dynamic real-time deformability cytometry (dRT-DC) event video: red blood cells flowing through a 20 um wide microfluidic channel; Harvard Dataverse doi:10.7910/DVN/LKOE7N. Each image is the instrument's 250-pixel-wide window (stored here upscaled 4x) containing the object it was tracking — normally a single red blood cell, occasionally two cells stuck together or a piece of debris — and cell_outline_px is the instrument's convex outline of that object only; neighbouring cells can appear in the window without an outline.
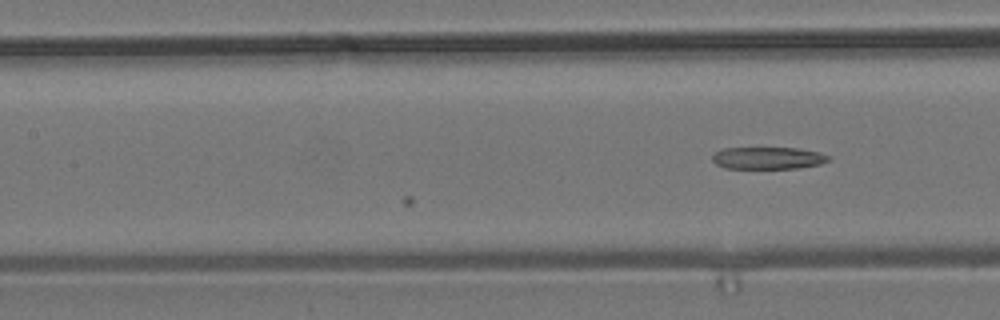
{"species": "common noctule bat (a hibernating species)", "species_latin": "Nyctalus noctula", "temperature_condition": "room temperature", "stored_images_in_passage": 10, "camera_frame_rate_fps": 3000, "um_per_image_px": 0.085, "animal": {"sex": "male", "body_mass_g": 19.2, "forearm_length_mm": 51.8}, "frame": {"image": 1, "passage_image": 10, "time_ms": 3.0, "image_size_px": [1000, 320], "cell_outline_px": [[832, 160], [820, 164], [800, 168], [724, 168], [716, 164], [712, 160], [712, 156], [716, 152], [724, 148], [796, 148], [820, 152], [832, 156]], "centroid_in_image_um": [65.34, 13.43], "position_along_channel_um": 142.1, "area_um2": 15.09}}